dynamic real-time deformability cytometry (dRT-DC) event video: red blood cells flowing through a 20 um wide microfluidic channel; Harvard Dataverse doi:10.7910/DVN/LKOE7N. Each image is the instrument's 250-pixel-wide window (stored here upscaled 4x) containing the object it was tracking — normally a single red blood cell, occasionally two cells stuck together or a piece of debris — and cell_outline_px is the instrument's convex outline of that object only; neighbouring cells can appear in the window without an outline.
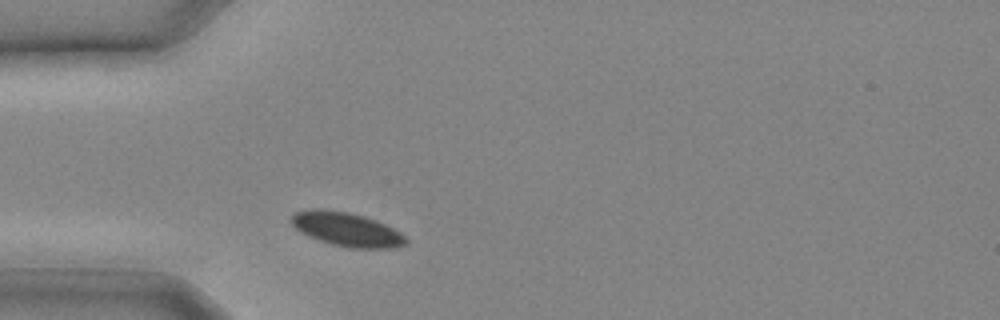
{"species": "common noctule bat (a hibernating species)", "species_latin": "Nyctalus noctula", "temperature_condition": "cold", "stored_images_in_passage": 21, "camera_frame_rate_fps": 3000, "um_per_image_px": 0.085, "animal": {"sex": "male", "body_mass_g": 20.4}, "frame": {"image": 1, "passage_image": 2, "time_ms": 0.333, "image_size_px": [1000, 320], "cell_outline_px": [[408, 244], [396, 248], [348, 248], [332, 244], [308, 236], [300, 232], [288, 220], [296, 212], [312, 208], [324, 208], [348, 212], [364, 216], [376, 220], [400, 232], [408, 240]], "centroid_in_image_um": [29.46, 19.49], "position_along_channel_um": 55.5, "area_um2": 22.83}}
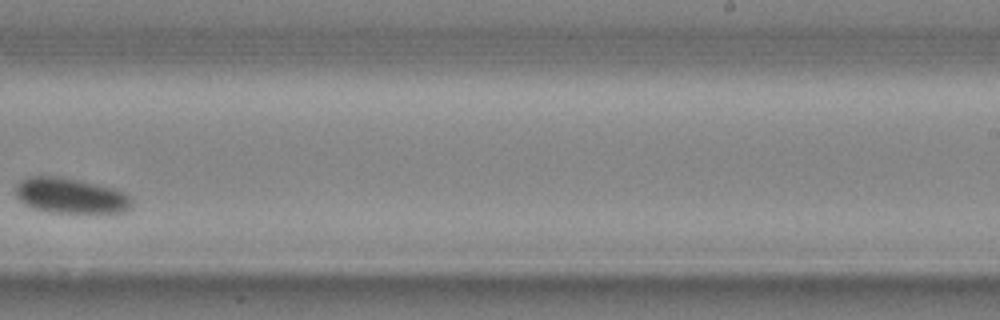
{"frame": {"image": 2, "passage_image": 12, "time_ms": 3.667, "image_size_px": [1000, 320], "cell_outline_px": [[132, 208], [124, 212], [100, 216], [68, 216], [44, 212], [32, 208], [20, 200], [16, 196], [16, 184], [24, 176], [56, 176], [116, 188], [128, 192], [132, 200]], "centroid_in_image_um": [6.08, 16.72], "position_along_channel_um": 282.9, "area_um2": 25.78}}
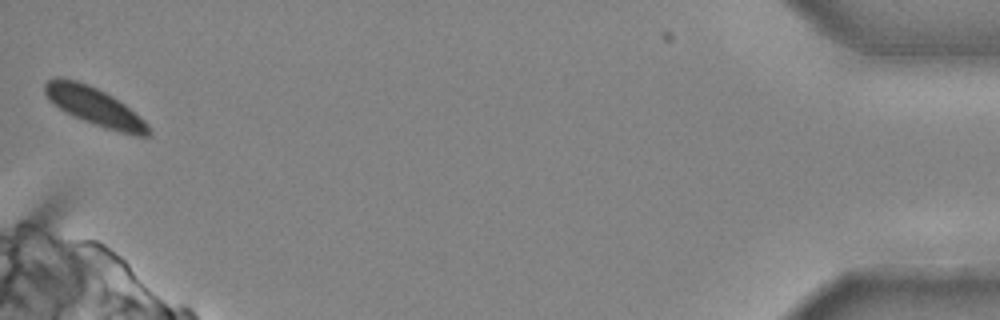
{"frame": {"image": 3, "passage_image": 21, "time_ms": 6.667, "image_size_px": [1000, 320], "cell_outline_px": [[152, 136], [132, 136], [104, 128], [92, 124], [72, 116], [64, 112], [44, 92], [44, 84], [48, 80], [56, 76], [60, 76], [76, 80], [88, 84], [112, 96], [124, 104], [140, 116], [148, 124], [152, 132]], "centroid_in_image_um": [8.08, 9.07], "position_along_channel_um": 427.1, "area_um2": 23.12}}